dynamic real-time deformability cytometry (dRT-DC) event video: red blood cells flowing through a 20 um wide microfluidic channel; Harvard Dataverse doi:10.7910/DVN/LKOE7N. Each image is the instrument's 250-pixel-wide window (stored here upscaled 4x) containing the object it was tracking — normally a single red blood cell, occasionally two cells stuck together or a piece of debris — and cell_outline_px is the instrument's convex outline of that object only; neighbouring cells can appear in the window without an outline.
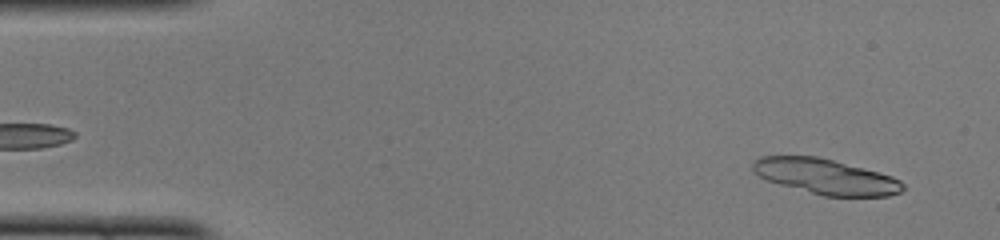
{"species": "common noctule bat (a hibernating species)", "species_latin": "Nyctalus noctula", "temperature_condition": "cold", "stored_images_in_passage": 48, "camera_frame_rate_fps": 3000, "um_per_image_px": 0.085, "animal": {"sex": "female", "body_mass_g": 22.0, "forearm_length_mm": 56.7}, "frame": {"image": 1, "passage_image": 2, "time_ms": 0.333, "image_size_px": [1000, 240], "cell_outline_px": [[904, 188], [900, 192], [888, 196], [824, 196], [780, 184], [768, 180], [752, 172], [752, 160], [760, 156], [816, 156], [832, 160], [892, 176], [900, 180], [904, 184]], "centroid_in_image_um": [70.15, 15.0], "position_along_channel_um": 14.8, "area_um2": 30.58}}
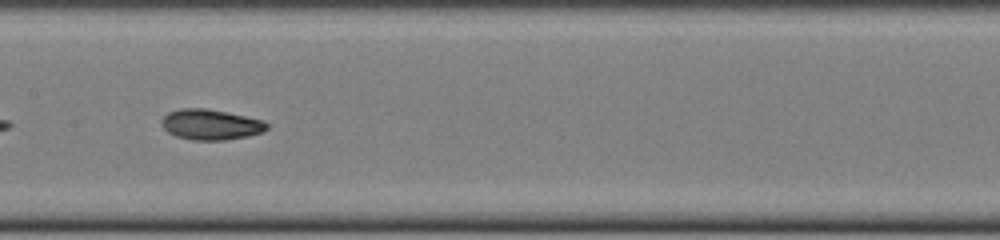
{"frame": {"image": 2, "passage_image": 23, "time_ms": 7.333, "image_size_px": [1000, 240], "cell_outline_px": [[268, 128], [264, 132], [248, 136], [224, 140], [192, 140], [176, 136], [168, 132], [164, 128], [160, 120], [168, 112], [180, 108], [204, 108], [228, 112], [264, 120], [268, 124]], "centroid_in_image_um": [17.92, 10.58], "position_along_channel_um": 189.5, "area_um2": 18.84}}
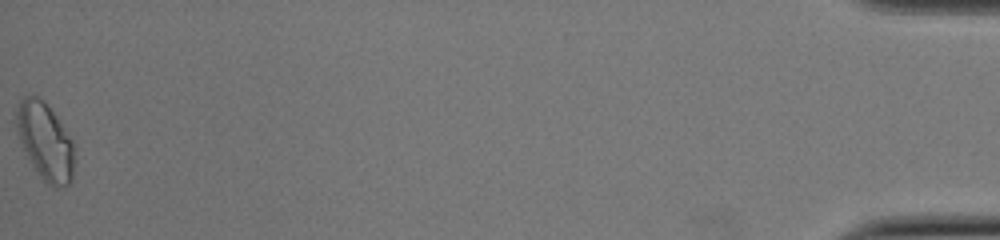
{"frame": {"image": 3, "passage_image": 48, "time_ms": 15.667, "image_size_px": [1000, 240], "cell_outline_px": [[76, 160], [72, 180], [68, 184], [60, 188], [56, 188], [48, 184], [40, 176], [32, 164], [20, 140], [16, 124], [16, 112], [20, 100], [24, 96], [36, 96], [44, 100], [56, 116], [72, 140]], "centroid_in_image_um": [3.88, 12.04], "position_along_channel_um": 431.3, "area_um2": 25.95}, "authors_computed_cell_mechanics": {"area_um2": 18.9873, "velocity_mm_per_s": 4.0933, "shape_relaxation_time_tau1_ms": 5.6581, "shape_relaxation_time_tau2_ms": 2.6038, "deformation_change_tau1": 0.141, "deformation_change_tau2": 0.0637}}